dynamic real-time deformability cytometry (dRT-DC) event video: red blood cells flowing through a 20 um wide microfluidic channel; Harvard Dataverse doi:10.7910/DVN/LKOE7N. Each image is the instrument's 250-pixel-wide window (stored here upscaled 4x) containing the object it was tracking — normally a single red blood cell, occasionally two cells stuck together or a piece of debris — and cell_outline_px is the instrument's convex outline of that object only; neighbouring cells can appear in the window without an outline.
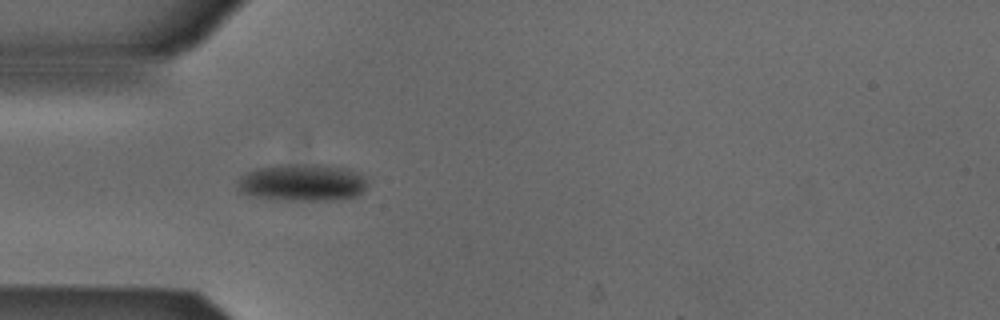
{"species": "Egyptian fruit bat (a non-hibernating species)", "species_latin": "Rousettus aegyptiacus", "temperature_condition": "cold", "stored_images_in_passage": 4, "camera_frame_rate_fps": 3000, "um_per_image_px": 0.085, "animal": {"sex": "male"}, "frame": {"image": 1, "passage_image": 4, "time_ms": 1.0, "image_size_px": [1000, 320], "cell_outline_px": [[368, 184], [356, 196], [332, 200], [288, 200], [252, 196], [240, 192], [236, 188], [236, 180], [240, 176], [256, 168], [280, 164], [320, 164], [348, 168], [364, 176]], "centroid_in_image_um": [25.65, 15.5], "position_along_channel_um": 59.3, "area_um2": 28.32}}